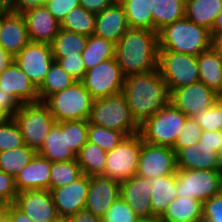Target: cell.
<instances>
[{"label": "cell", "mask_w": 222, "mask_h": 222, "mask_svg": "<svg viewBox=\"0 0 222 222\" xmlns=\"http://www.w3.org/2000/svg\"><path fill=\"white\" fill-rule=\"evenodd\" d=\"M122 93L140 126L170 102L169 89L158 69L125 77Z\"/></svg>", "instance_id": "obj_1"}, {"label": "cell", "mask_w": 222, "mask_h": 222, "mask_svg": "<svg viewBox=\"0 0 222 222\" xmlns=\"http://www.w3.org/2000/svg\"><path fill=\"white\" fill-rule=\"evenodd\" d=\"M158 33L148 29L129 28L115 44V58L124 77L157 69Z\"/></svg>", "instance_id": "obj_2"}, {"label": "cell", "mask_w": 222, "mask_h": 222, "mask_svg": "<svg viewBox=\"0 0 222 222\" xmlns=\"http://www.w3.org/2000/svg\"><path fill=\"white\" fill-rule=\"evenodd\" d=\"M159 51L198 56L211 48V31L185 16L158 32Z\"/></svg>", "instance_id": "obj_3"}, {"label": "cell", "mask_w": 222, "mask_h": 222, "mask_svg": "<svg viewBox=\"0 0 222 222\" xmlns=\"http://www.w3.org/2000/svg\"><path fill=\"white\" fill-rule=\"evenodd\" d=\"M90 124L123 132L126 136L140 133V125L133 118L124 94L94 99Z\"/></svg>", "instance_id": "obj_4"}, {"label": "cell", "mask_w": 222, "mask_h": 222, "mask_svg": "<svg viewBox=\"0 0 222 222\" xmlns=\"http://www.w3.org/2000/svg\"><path fill=\"white\" fill-rule=\"evenodd\" d=\"M20 128L23 142L38 153L51 128L56 123L44 102L23 104L13 115Z\"/></svg>", "instance_id": "obj_5"}, {"label": "cell", "mask_w": 222, "mask_h": 222, "mask_svg": "<svg viewBox=\"0 0 222 222\" xmlns=\"http://www.w3.org/2000/svg\"><path fill=\"white\" fill-rule=\"evenodd\" d=\"M94 98L81 81L52 94L44 103L56 122L88 120Z\"/></svg>", "instance_id": "obj_6"}, {"label": "cell", "mask_w": 222, "mask_h": 222, "mask_svg": "<svg viewBox=\"0 0 222 222\" xmlns=\"http://www.w3.org/2000/svg\"><path fill=\"white\" fill-rule=\"evenodd\" d=\"M187 116L171 102L140 126L143 141L173 148Z\"/></svg>", "instance_id": "obj_7"}, {"label": "cell", "mask_w": 222, "mask_h": 222, "mask_svg": "<svg viewBox=\"0 0 222 222\" xmlns=\"http://www.w3.org/2000/svg\"><path fill=\"white\" fill-rule=\"evenodd\" d=\"M157 69L169 92L199 82L197 56L159 51Z\"/></svg>", "instance_id": "obj_8"}, {"label": "cell", "mask_w": 222, "mask_h": 222, "mask_svg": "<svg viewBox=\"0 0 222 222\" xmlns=\"http://www.w3.org/2000/svg\"><path fill=\"white\" fill-rule=\"evenodd\" d=\"M141 147L142 136L140 133L126 136L114 149L107 152L102 176L119 182L136 176Z\"/></svg>", "instance_id": "obj_9"}, {"label": "cell", "mask_w": 222, "mask_h": 222, "mask_svg": "<svg viewBox=\"0 0 222 222\" xmlns=\"http://www.w3.org/2000/svg\"><path fill=\"white\" fill-rule=\"evenodd\" d=\"M177 197L207 201L222 192V170H177Z\"/></svg>", "instance_id": "obj_10"}, {"label": "cell", "mask_w": 222, "mask_h": 222, "mask_svg": "<svg viewBox=\"0 0 222 222\" xmlns=\"http://www.w3.org/2000/svg\"><path fill=\"white\" fill-rule=\"evenodd\" d=\"M124 81L125 77L115 57L87 70L81 80L94 99L121 93Z\"/></svg>", "instance_id": "obj_11"}, {"label": "cell", "mask_w": 222, "mask_h": 222, "mask_svg": "<svg viewBox=\"0 0 222 222\" xmlns=\"http://www.w3.org/2000/svg\"><path fill=\"white\" fill-rule=\"evenodd\" d=\"M176 153L170 147L143 141L136 176L151 179L177 173Z\"/></svg>", "instance_id": "obj_12"}, {"label": "cell", "mask_w": 222, "mask_h": 222, "mask_svg": "<svg viewBox=\"0 0 222 222\" xmlns=\"http://www.w3.org/2000/svg\"><path fill=\"white\" fill-rule=\"evenodd\" d=\"M55 61L52 47L46 43L29 42L15 57L14 62L38 89Z\"/></svg>", "instance_id": "obj_13"}, {"label": "cell", "mask_w": 222, "mask_h": 222, "mask_svg": "<svg viewBox=\"0 0 222 222\" xmlns=\"http://www.w3.org/2000/svg\"><path fill=\"white\" fill-rule=\"evenodd\" d=\"M217 101V93L201 82L170 92V102L187 117L211 108Z\"/></svg>", "instance_id": "obj_14"}, {"label": "cell", "mask_w": 222, "mask_h": 222, "mask_svg": "<svg viewBox=\"0 0 222 222\" xmlns=\"http://www.w3.org/2000/svg\"><path fill=\"white\" fill-rule=\"evenodd\" d=\"M90 177L83 174L70 184L51 190L59 217L69 218L85 209Z\"/></svg>", "instance_id": "obj_15"}, {"label": "cell", "mask_w": 222, "mask_h": 222, "mask_svg": "<svg viewBox=\"0 0 222 222\" xmlns=\"http://www.w3.org/2000/svg\"><path fill=\"white\" fill-rule=\"evenodd\" d=\"M14 205L34 222H49L59 217L50 190L20 191Z\"/></svg>", "instance_id": "obj_16"}, {"label": "cell", "mask_w": 222, "mask_h": 222, "mask_svg": "<svg viewBox=\"0 0 222 222\" xmlns=\"http://www.w3.org/2000/svg\"><path fill=\"white\" fill-rule=\"evenodd\" d=\"M121 182L105 176H91L85 209L101 219L120 197Z\"/></svg>", "instance_id": "obj_17"}, {"label": "cell", "mask_w": 222, "mask_h": 222, "mask_svg": "<svg viewBox=\"0 0 222 222\" xmlns=\"http://www.w3.org/2000/svg\"><path fill=\"white\" fill-rule=\"evenodd\" d=\"M25 17L30 42L52 44L59 33L60 22L45 5L22 12Z\"/></svg>", "instance_id": "obj_18"}, {"label": "cell", "mask_w": 222, "mask_h": 222, "mask_svg": "<svg viewBox=\"0 0 222 222\" xmlns=\"http://www.w3.org/2000/svg\"><path fill=\"white\" fill-rule=\"evenodd\" d=\"M0 90L12 95L21 105L40 102L38 89L14 61L0 73Z\"/></svg>", "instance_id": "obj_19"}, {"label": "cell", "mask_w": 222, "mask_h": 222, "mask_svg": "<svg viewBox=\"0 0 222 222\" xmlns=\"http://www.w3.org/2000/svg\"><path fill=\"white\" fill-rule=\"evenodd\" d=\"M29 42L25 17L9 10L2 19L0 46L14 58Z\"/></svg>", "instance_id": "obj_20"}, {"label": "cell", "mask_w": 222, "mask_h": 222, "mask_svg": "<svg viewBox=\"0 0 222 222\" xmlns=\"http://www.w3.org/2000/svg\"><path fill=\"white\" fill-rule=\"evenodd\" d=\"M152 187L148 179L133 176L121 182L120 197L138 217L153 216L150 202Z\"/></svg>", "instance_id": "obj_21"}, {"label": "cell", "mask_w": 222, "mask_h": 222, "mask_svg": "<svg viewBox=\"0 0 222 222\" xmlns=\"http://www.w3.org/2000/svg\"><path fill=\"white\" fill-rule=\"evenodd\" d=\"M176 160L180 170H222L220 155L199 142L180 149Z\"/></svg>", "instance_id": "obj_22"}, {"label": "cell", "mask_w": 222, "mask_h": 222, "mask_svg": "<svg viewBox=\"0 0 222 222\" xmlns=\"http://www.w3.org/2000/svg\"><path fill=\"white\" fill-rule=\"evenodd\" d=\"M52 162L36 153L33 159L15 176L18 192L27 190H49Z\"/></svg>", "instance_id": "obj_23"}, {"label": "cell", "mask_w": 222, "mask_h": 222, "mask_svg": "<svg viewBox=\"0 0 222 222\" xmlns=\"http://www.w3.org/2000/svg\"><path fill=\"white\" fill-rule=\"evenodd\" d=\"M127 17L122 4L113 3L102 12L96 14V36L116 44L129 29Z\"/></svg>", "instance_id": "obj_24"}, {"label": "cell", "mask_w": 222, "mask_h": 222, "mask_svg": "<svg viewBox=\"0 0 222 222\" xmlns=\"http://www.w3.org/2000/svg\"><path fill=\"white\" fill-rule=\"evenodd\" d=\"M38 154L51 162L76 160V155L67 146L66 121L56 122L53 125Z\"/></svg>", "instance_id": "obj_25"}, {"label": "cell", "mask_w": 222, "mask_h": 222, "mask_svg": "<svg viewBox=\"0 0 222 222\" xmlns=\"http://www.w3.org/2000/svg\"><path fill=\"white\" fill-rule=\"evenodd\" d=\"M148 180L153 186L150 196L152 213L162 217L170 202L177 198L176 173Z\"/></svg>", "instance_id": "obj_26"}, {"label": "cell", "mask_w": 222, "mask_h": 222, "mask_svg": "<svg viewBox=\"0 0 222 222\" xmlns=\"http://www.w3.org/2000/svg\"><path fill=\"white\" fill-rule=\"evenodd\" d=\"M186 0H151L152 31L159 32L165 26L185 16Z\"/></svg>", "instance_id": "obj_27"}, {"label": "cell", "mask_w": 222, "mask_h": 222, "mask_svg": "<svg viewBox=\"0 0 222 222\" xmlns=\"http://www.w3.org/2000/svg\"><path fill=\"white\" fill-rule=\"evenodd\" d=\"M199 82L216 93L222 87V57L211 48L197 56Z\"/></svg>", "instance_id": "obj_28"}, {"label": "cell", "mask_w": 222, "mask_h": 222, "mask_svg": "<svg viewBox=\"0 0 222 222\" xmlns=\"http://www.w3.org/2000/svg\"><path fill=\"white\" fill-rule=\"evenodd\" d=\"M161 218L164 222H202V202L189 197H177L170 202Z\"/></svg>", "instance_id": "obj_29"}, {"label": "cell", "mask_w": 222, "mask_h": 222, "mask_svg": "<svg viewBox=\"0 0 222 222\" xmlns=\"http://www.w3.org/2000/svg\"><path fill=\"white\" fill-rule=\"evenodd\" d=\"M222 10V0H186L185 17L197 25L212 29Z\"/></svg>", "instance_id": "obj_30"}, {"label": "cell", "mask_w": 222, "mask_h": 222, "mask_svg": "<svg viewBox=\"0 0 222 222\" xmlns=\"http://www.w3.org/2000/svg\"><path fill=\"white\" fill-rule=\"evenodd\" d=\"M85 70H89L103 61L115 57V44L107 39L92 34L81 53Z\"/></svg>", "instance_id": "obj_31"}, {"label": "cell", "mask_w": 222, "mask_h": 222, "mask_svg": "<svg viewBox=\"0 0 222 222\" xmlns=\"http://www.w3.org/2000/svg\"><path fill=\"white\" fill-rule=\"evenodd\" d=\"M106 155L107 152L100 146L87 141L76 155V160L83 174L89 177L100 176L105 170Z\"/></svg>", "instance_id": "obj_32"}, {"label": "cell", "mask_w": 222, "mask_h": 222, "mask_svg": "<svg viewBox=\"0 0 222 222\" xmlns=\"http://www.w3.org/2000/svg\"><path fill=\"white\" fill-rule=\"evenodd\" d=\"M76 80L69 75L56 61L51 65L45 80L38 88L40 102H45L52 94L72 86Z\"/></svg>", "instance_id": "obj_33"}, {"label": "cell", "mask_w": 222, "mask_h": 222, "mask_svg": "<svg viewBox=\"0 0 222 222\" xmlns=\"http://www.w3.org/2000/svg\"><path fill=\"white\" fill-rule=\"evenodd\" d=\"M88 36L60 29L51 44L53 57L81 54L86 47Z\"/></svg>", "instance_id": "obj_34"}, {"label": "cell", "mask_w": 222, "mask_h": 222, "mask_svg": "<svg viewBox=\"0 0 222 222\" xmlns=\"http://www.w3.org/2000/svg\"><path fill=\"white\" fill-rule=\"evenodd\" d=\"M96 14L81 6L71 10L60 22L63 30L91 36L95 32Z\"/></svg>", "instance_id": "obj_35"}, {"label": "cell", "mask_w": 222, "mask_h": 222, "mask_svg": "<svg viewBox=\"0 0 222 222\" xmlns=\"http://www.w3.org/2000/svg\"><path fill=\"white\" fill-rule=\"evenodd\" d=\"M36 152L26 144L14 149L0 152V171L15 176L25 167L35 156Z\"/></svg>", "instance_id": "obj_36"}, {"label": "cell", "mask_w": 222, "mask_h": 222, "mask_svg": "<svg viewBox=\"0 0 222 222\" xmlns=\"http://www.w3.org/2000/svg\"><path fill=\"white\" fill-rule=\"evenodd\" d=\"M122 5L130 28L152 31L151 0H125Z\"/></svg>", "instance_id": "obj_37"}, {"label": "cell", "mask_w": 222, "mask_h": 222, "mask_svg": "<svg viewBox=\"0 0 222 222\" xmlns=\"http://www.w3.org/2000/svg\"><path fill=\"white\" fill-rule=\"evenodd\" d=\"M83 175L77 160L52 162L49 190L72 183Z\"/></svg>", "instance_id": "obj_38"}, {"label": "cell", "mask_w": 222, "mask_h": 222, "mask_svg": "<svg viewBox=\"0 0 222 222\" xmlns=\"http://www.w3.org/2000/svg\"><path fill=\"white\" fill-rule=\"evenodd\" d=\"M125 137L121 131L88 123V142L100 146L106 152L114 149Z\"/></svg>", "instance_id": "obj_39"}, {"label": "cell", "mask_w": 222, "mask_h": 222, "mask_svg": "<svg viewBox=\"0 0 222 222\" xmlns=\"http://www.w3.org/2000/svg\"><path fill=\"white\" fill-rule=\"evenodd\" d=\"M88 120L66 121L67 146L77 155L88 141Z\"/></svg>", "instance_id": "obj_40"}, {"label": "cell", "mask_w": 222, "mask_h": 222, "mask_svg": "<svg viewBox=\"0 0 222 222\" xmlns=\"http://www.w3.org/2000/svg\"><path fill=\"white\" fill-rule=\"evenodd\" d=\"M24 145L22 133L12 117L0 124V152Z\"/></svg>", "instance_id": "obj_41"}, {"label": "cell", "mask_w": 222, "mask_h": 222, "mask_svg": "<svg viewBox=\"0 0 222 222\" xmlns=\"http://www.w3.org/2000/svg\"><path fill=\"white\" fill-rule=\"evenodd\" d=\"M202 128V131H222V103L216 102L208 108L192 117Z\"/></svg>", "instance_id": "obj_42"}, {"label": "cell", "mask_w": 222, "mask_h": 222, "mask_svg": "<svg viewBox=\"0 0 222 222\" xmlns=\"http://www.w3.org/2000/svg\"><path fill=\"white\" fill-rule=\"evenodd\" d=\"M201 134L202 128L192 117H187L172 149L177 153L182 148L197 144Z\"/></svg>", "instance_id": "obj_43"}, {"label": "cell", "mask_w": 222, "mask_h": 222, "mask_svg": "<svg viewBox=\"0 0 222 222\" xmlns=\"http://www.w3.org/2000/svg\"><path fill=\"white\" fill-rule=\"evenodd\" d=\"M138 216L129 205L119 197L102 218V222H135Z\"/></svg>", "instance_id": "obj_44"}, {"label": "cell", "mask_w": 222, "mask_h": 222, "mask_svg": "<svg viewBox=\"0 0 222 222\" xmlns=\"http://www.w3.org/2000/svg\"><path fill=\"white\" fill-rule=\"evenodd\" d=\"M55 61L76 81H81L86 73L82 55L54 57Z\"/></svg>", "instance_id": "obj_45"}, {"label": "cell", "mask_w": 222, "mask_h": 222, "mask_svg": "<svg viewBox=\"0 0 222 222\" xmlns=\"http://www.w3.org/2000/svg\"><path fill=\"white\" fill-rule=\"evenodd\" d=\"M202 222H222V192L202 203Z\"/></svg>", "instance_id": "obj_46"}, {"label": "cell", "mask_w": 222, "mask_h": 222, "mask_svg": "<svg viewBox=\"0 0 222 222\" xmlns=\"http://www.w3.org/2000/svg\"><path fill=\"white\" fill-rule=\"evenodd\" d=\"M17 194L15 178L0 171V202L7 205L14 204Z\"/></svg>", "instance_id": "obj_47"}, {"label": "cell", "mask_w": 222, "mask_h": 222, "mask_svg": "<svg viewBox=\"0 0 222 222\" xmlns=\"http://www.w3.org/2000/svg\"><path fill=\"white\" fill-rule=\"evenodd\" d=\"M45 6L61 22L68 12L80 6L79 0H46Z\"/></svg>", "instance_id": "obj_48"}, {"label": "cell", "mask_w": 222, "mask_h": 222, "mask_svg": "<svg viewBox=\"0 0 222 222\" xmlns=\"http://www.w3.org/2000/svg\"><path fill=\"white\" fill-rule=\"evenodd\" d=\"M21 104L10 94L0 90V124L11 119Z\"/></svg>", "instance_id": "obj_49"}, {"label": "cell", "mask_w": 222, "mask_h": 222, "mask_svg": "<svg viewBox=\"0 0 222 222\" xmlns=\"http://www.w3.org/2000/svg\"><path fill=\"white\" fill-rule=\"evenodd\" d=\"M198 142L213 148L219 155L222 153V131H202Z\"/></svg>", "instance_id": "obj_50"}, {"label": "cell", "mask_w": 222, "mask_h": 222, "mask_svg": "<svg viewBox=\"0 0 222 222\" xmlns=\"http://www.w3.org/2000/svg\"><path fill=\"white\" fill-rule=\"evenodd\" d=\"M79 3L82 8L94 14L102 12L113 4L111 0H79Z\"/></svg>", "instance_id": "obj_51"}, {"label": "cell", "mask_w": 222, "mask_h": 222, "mask_svg": "<svg viewBox=\"0 0 222 222\" xmlns=\"http://www.w3.org/2000/svg\"><path fill=\"white\" fill-rule=\"evenodd\" d=\"M4 217L8 220V222H34L14 204L7 206Z\"/></svg>", "instance_id": "obj_52"}, {"label": "cell", "mask_w": 222, "mask_h": 222, "mask_svg": "<svg viewBox=\"0 0 222 222\" xmlns=\"http://www.w3.org/2000/svg\"><path fill=\"white\" fill-rule=\"evenodd\" d=\"M46 0H13L11 11L22 13L27 9L45 5Z\"/></svg>", "instance_id": "obj_53"}, {"label": "cell", "mask_w": 222, "mask_h": 222, "mask_svg": "<svg viewBox=\"0 0 222 222\" xmlns=\"http://www.w3.org/2000/svg\"><path fill=\"white\" fill-rule=\"evenodd\" d=\"M68 222H102V219L90 211L83 209L68 218Z\"/></svg>", "instance_id": "obj_54"}, {"label": "cell", "mask_w": 222, "mask_h": 222, "mask_svg": "<svg viewBox=\"0 0 222 222\" xmlns=\"http://www.w3.org/2000/svg\"><path fill=\"white\" fill-rule=\"evenodd\" d=\"M211 49L222 57V32H211Z\"/></svg>", "instance_id": "obj_55"}, {"label": "cell", "mask_w": 222, "mask_h": 222, "mask_svg": "<svg viewBox=\"0 0 222 222\" xmlns=\"http://www.w3.org/2000/svg\"><path fill=\"white\" fill-rule=\"evenodd\" d=\"M14 58L8 54L1 46H0V73L5 70L12 62Z\"/></svg>", "instance_id": "obj_56"}, {"label": "cell", "mask_w": 222, "mask_h": 222, "mask_svg": "<svg viewBox=\"0 0 222 222\" xmlns=\"http://www.w3.org/2000/svg\"><path fill=\"white\" fill-rule=\"evenodd\" d=\"M210 31L211 32H222V10L217 15L216 20L213 24V27Z\"/></svg>", "instance_id": "obj_57"}, {"label": "cell", "mask_w": 222, "mask_h": 222, "mask_svg": "<svg viewBox=\"0 0 222 222\" xmlns=\"http://www.w3.org/2000/svg\"><path fill=\"white\" fill-rule=\"evenodd\" d=\"M135 222H164L159 216L138 217Z\"/></svg>", "instance_id": "obj_58"}, {"label": "cell", "mask_w": 222, "mask_h": 222, "mask_svg": "<svg viewBox=\"0 0 222 222\" xmlns=\"http://www.w3.org/2000/svg\"><path fill=\"white\" fill-rule=\"evenodd\" d=\"M9 10L10 8L0 0V16H4Z\"/></svg>", "instance_id": "obj_59"}, {"label": "cell", "mask_w": 222, "mask_h": 222, "mask_svg": "<svg viewBox=\"0 0 222 222\" xmlns=\"http://www.w3.org/2000/svg\"><path fill=\"white\" fill-rule=\"evenodd\" d=\"M7 204L0 202V220L5 216Z\"/></svg>", "instance_id": "obj_60"}, {"label": "cell", "mask_w": 222, "mask_h": 222, "mask_svg": "<svg viewBox=\"0 0 222 222\" xmlns=\"http://www.w3.org/2000/svg\"><path fill=\"white\" fill-rule=\"evenodd\" d=\"M49 222H68V219L63 217H57L56 219Z\"/></svg>", "instance_id": "obj_61"}, {"label": "cell", "mask_w": 222, "mask_h": 222, "mask_svg": "<svg viewBox=\"0 0 222 222\" xmlns=\"http://www.w3.org/2000/svg\"><path fill=\"white\" fill-rule=\"evenodd\" d=\"M217 100L218 102L222 103V87L217 93Z\"/></svg>", "instance_id": "obj_62"}, {"label": "cell", "mask_w": 222, "mask_h": 222, "mask_svg": "<svg viewBox=\"0 0 222 222\" xmlns=\"http://www.w3.org/2000/svg\"><path fill=\"white\" fill-rule=\"evenodd\" d=\"M1 1H3L9 8H11L13 4V0H1Z\"/></svg>", "instance_id": "obj_63"}, {"label": "cell", "mask_w": 222, "mask_h": 222, "mask_svg": "<svg viewBox=\"0 0 222 222\" xmlns=\"http://www.w3.org/2000/svg\"><path fill=\"white\" fill-rule=\"evenodd\" d=\"M113 3L122 4L125 0H111Z\"/></svg>", "instance_id": "obj_64"}, {"label": "cell", "mask_w": 222, "mask_h": 222, "mask_svg": "<svg viewBox=\"0 0 222 222\" xmlns=\"http://www.w3.org/2000/svg\"><path fill=\"white\" fill-rule=\"evenodd\" d=\"M0 222H8V220H7L5 217H3V218L0 220Z\"/></svg>", "instance_id": "obj_65"}, {"label": "cell", "mask_w": 222, "mask_h": 222, "mask_svg": "<svg viewBox=\"0 0 222 222\" xmlns=\"http://www.w3.org/2000/svg\"><path fill=\"white\" fill-rule=\"evenodd\" d=\"M2 19H3V16H0V28H1V24H2Z\"/></svg>", "instance_id": "obj_66"}, {"label": "cell", "mask_w": 222, "mask_h": 222, "mask_svg": "<svg viewBox=\"0 0 222 222\" xmlns=\"http://www.w3.org/2000/svg\"><path fill=\"white\" fill-rule=\"evenodd\" d=\"M220 160H221V164H222V153L220 154Z\"/></svg>", "instance_id": "obj_67"}]
</instances>
